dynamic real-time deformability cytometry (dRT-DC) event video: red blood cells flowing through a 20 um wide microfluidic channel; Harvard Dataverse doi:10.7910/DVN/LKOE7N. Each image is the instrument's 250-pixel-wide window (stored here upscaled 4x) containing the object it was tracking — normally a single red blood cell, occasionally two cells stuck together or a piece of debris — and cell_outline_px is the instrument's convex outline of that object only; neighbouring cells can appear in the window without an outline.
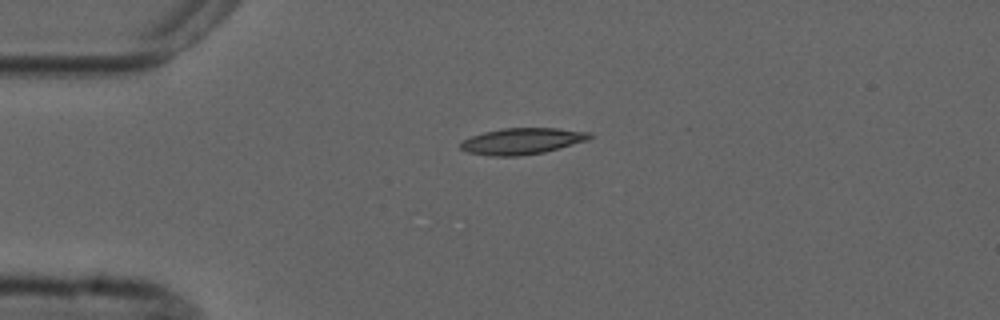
{"species": "common noctule bat (a hibernating species)", "species_latin": "Nyctalus noctula", "temperature_condition": "cold", "stored_images_in_passage": 3, "camera_frame_rate_fps": 3000, "um_per_image_px": 0.085, "animal": {"sex": "male", "forearm_length_mm": 52.5}, "frame": {"image": 1, "passage_image": 1, "time_ms": 0.0, "image_size_px": [1000, 320], "cell_outline_px": [[592, 136], [588, 140], [544, 152], [520, 156], [488, 156], [468, 152], [460, 148], [460, 144], [464, 140], [472, 136], [484, 132], [504, 128], [556, 128], [592, 132]], "centroid_in_image_um": [44.39, 12.0], "position_along_channel_um": 40.6, "area_um2": 19.71}}
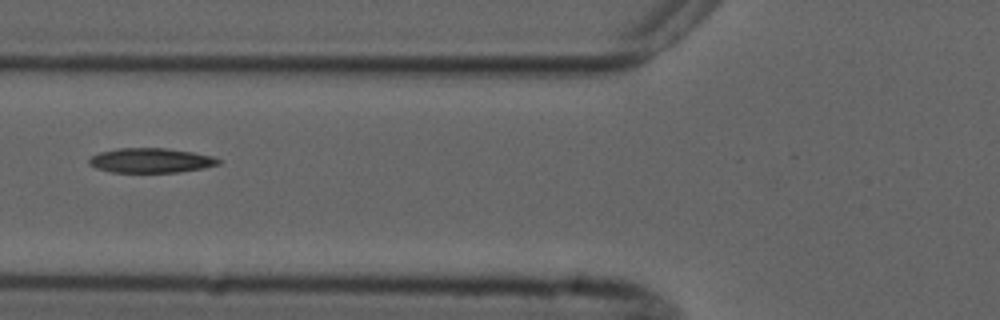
{"frame": {"image": 2, "passage_image": 3, "time_ms": 2.667, "image_size_px": [1000, 320], "cell_outline_px": [[220, 164], [204, 168], [176, 172], [112, 172], [96, 168], [88, 164], [88, 160], [92, 156], [100, 152], [120, 148], [164, 148], [192, 152], [212, 156], [220, 160]], "centroid_in_image_um": [12.81, 13.64], "position_along_channel_um": 113.0, "area_um2": 18.44}}